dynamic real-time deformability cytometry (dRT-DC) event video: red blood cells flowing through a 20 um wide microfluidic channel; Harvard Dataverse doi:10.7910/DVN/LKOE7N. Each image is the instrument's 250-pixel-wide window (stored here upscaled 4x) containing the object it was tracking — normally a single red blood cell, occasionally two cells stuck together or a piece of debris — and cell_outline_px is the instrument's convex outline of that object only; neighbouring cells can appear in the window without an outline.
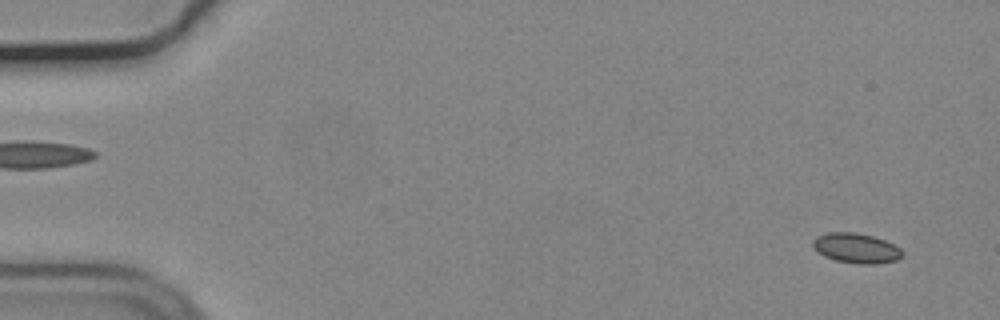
{"species": "common noctule bat (a hibernating species)", "species_latin": "Nyctalus noctula", "temperature_condition": "cold", "stored_images_in_passage": 56, "camera_frame_rate_fps": 3000, "um_per_image_px": 0.085, "animal": {"sex": "male", "body_mass_g": 19.2, "forearm_length_mm": 51.8}, "frame": {"image": 1, "passage_image": 3, "time_ms": 0.667, "image_size_px": [1000, 320], "cell_outline_px": [[904, 256], [896, 260], [876, 264], [860, 264], [836, 260], [824, 256], [816, 252], [812, 244], [812, 240], [816, 236], [828, 232], [856, 232], [872, 236], [884, 240], [900, 248], [904, 252]], "centroid_in_image_um": [72.76, 21.09], "position_along_channel_um": 12.2, "area_um2": 15.72}}
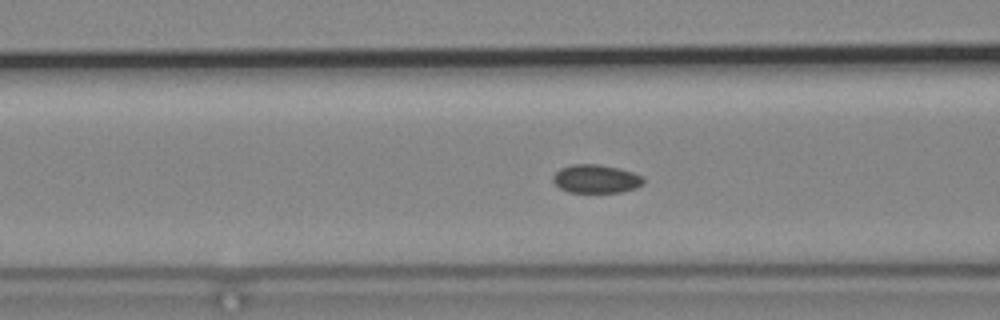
{"frame": {"image": 2, "passage_image": 22, "time_ms": 7.0, "image_size_px": [1000, 320], "cell_outline_px": [[644, 184], [636, 188], [620, 192], [568, 192], [560, 188], [552, 180], [552, 176], [560, 168], [572, 164], [596, 164], [620, 168], [644, 176]], "centroid_in_image_um": [50.67, 15.2], "position_along_channel_um": 115.9, "area_um2": 15.09}}
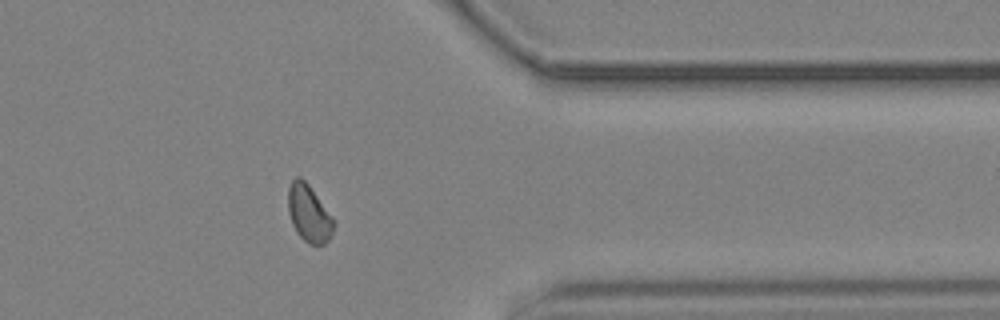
{"frame": {"image": 3, "passage_image": 45, "time_ms": 14.667, "image_size_px": [1000, 320], "cell_outline_px": [[336, 224], [328, 240], [324, 244], [308, 244], [296, 232], [292, 224], [288, 212], [288, 188], [292, 180], [296, 176], [300, 176], [308, 184], [332, 216]], "centroid_in_image_um": [26.25, 18.14], "position_along_channel_um": 385.2, "area_um2": 15.14}}